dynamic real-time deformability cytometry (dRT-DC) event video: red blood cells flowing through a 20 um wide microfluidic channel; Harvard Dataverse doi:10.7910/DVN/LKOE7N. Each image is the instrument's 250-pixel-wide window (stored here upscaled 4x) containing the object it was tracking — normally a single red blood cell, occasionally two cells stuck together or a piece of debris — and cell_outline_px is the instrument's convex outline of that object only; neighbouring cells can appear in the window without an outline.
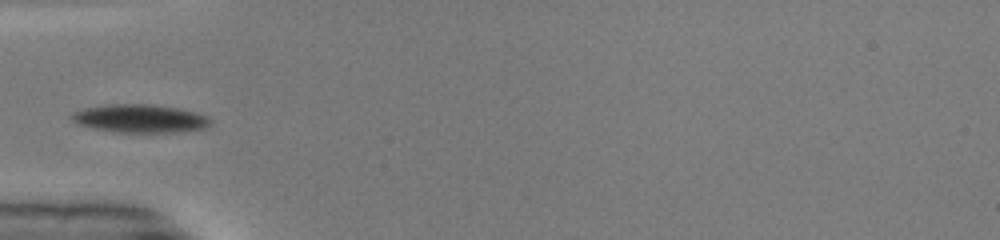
{"species": "common noctule bat (a hibernating species)", "species_latin": "Nyctalus noctula", "temperature_condition": "warm", "stored_images_in_passage": 36, "camera_frame_rate_fps": 3000, "um_per_image_px": 0.085, "animal": {"sex": "male", "body_mass_g": 19.0, "forearm_length_mm": 50.8}, "frame": {"image": 1, "passage_image": 1, "time_ms": 0.0, "image_size_px": [1000, 240], "cell_outline_px": [[212, 124], [208, 128], [172, 132], [112, 132], [76, 124], [68, 116], [72, 112], [84, 108], [108, 104], [148, 104], [176, 108], [196, 112], [208, 116], [212, 120]], "centroid_in_image_um": [11.88, 10.07], "position_along_channel_um": 73.1, "area_um2": 23.0}}
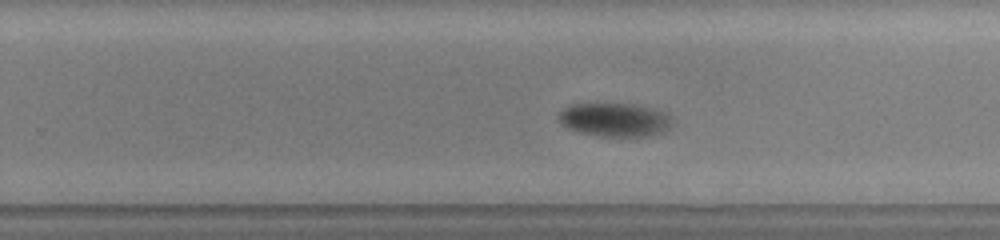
{"frame": {"image": 2, "passage_image": 17, "time_ms": 5.333, "image_size_px": [1000, 240], "cell_outline_px": [[672, 120], [668, 128], [664, 132], [652, 136], [600, 136], [580, 132], [568, 128], [560, 124], [560, 112], [564, 108], [572, 104], [632, 104], [664, 112]], "centroid_in_image_um": [52.24, 10.19], "position_along_channel_um": 277.6, "area_um2": 21.91}}
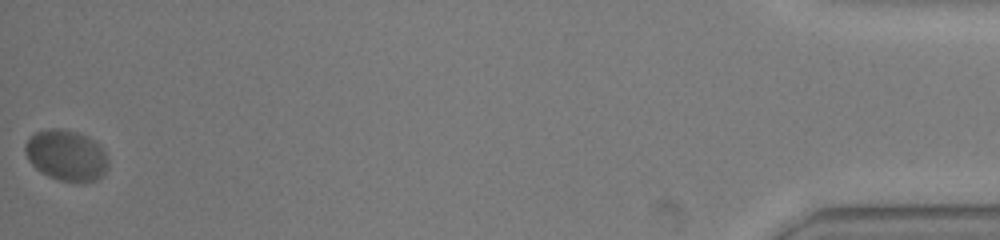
{"frame": {"image": 3, "passage_image": 36, "time_ms": 11.667, "image_size_px": [1000, 240], "cell_outline_px": [[108, 168], [96, 180], [80, 184], [60, 180], [48, 176], [40, 172], [28, 160], [24, 152], [24, 144], [28, 136], [44, 128], [56, 128], [76, 132], [88, 136], [104, 152], [108, 160]], "centroid_in_image_um": [5.59, 13.22], "position_along_channel_um": 429.6, "area_um2": 24.85}}